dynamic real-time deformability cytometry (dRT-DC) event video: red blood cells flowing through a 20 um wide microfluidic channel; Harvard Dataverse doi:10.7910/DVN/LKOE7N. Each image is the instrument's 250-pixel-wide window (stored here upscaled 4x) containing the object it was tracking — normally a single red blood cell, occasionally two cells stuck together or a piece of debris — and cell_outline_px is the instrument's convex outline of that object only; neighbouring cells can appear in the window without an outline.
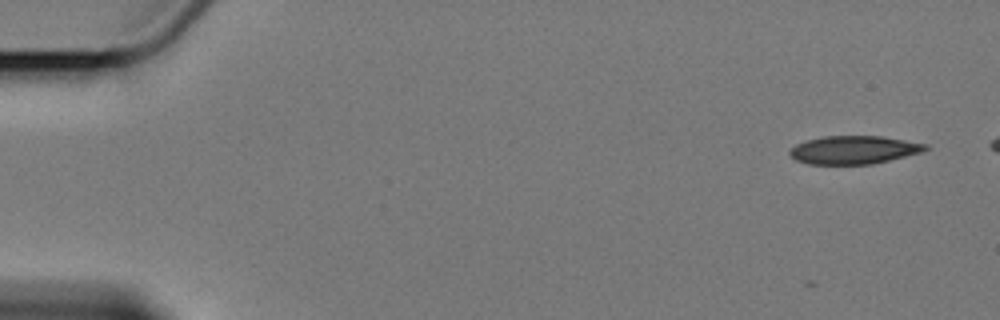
{"species": "Egyptian fruit bat (a non-hibernating species)", "species_latin": "Rousettus aegyptiacus", "temperature_condition": "cold", "stored_images_in_passage": 6, "camera_frame_rate_fps": 3000, "um_per_image_px": 0.085, "animal": {"sex": "female"}, "frame": {"image": 1, "passage_image": 1, "time_ms": 0.0, "image_size_px": [1000, 320], "cell_outline_px": [[928, 148], [920, 152], [872, 164], [808, 164], [796, 160], [788, 152], [796, 144], [808, 140], [824, 136], [880, 136], [928, 144]], "centroid_in_image_um": [72.55, 12.74], "position_along_channel_um": 12.4, "area_um2": 21.96}}
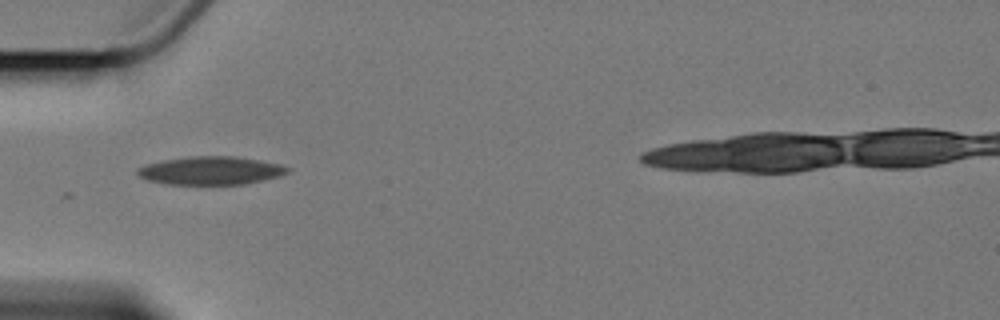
{"frame": {"image": 2, "passage_image": 5, "time_ms": 5.333, "image_size_px": [1000, 320], "cell_outline_px": [[292, 168], [288, 172], [280, 176], [264, 180], [244, 184], [164, 184], [148, 180], [136, 176], [136, 168], [148, 164], [164, 160], [192, 156], [232, 156], [280, 164]], "centroid_in_image_um": [17.9, 14.51], "position_along_channel_um": 67.1, "area_um2": 24.62}}
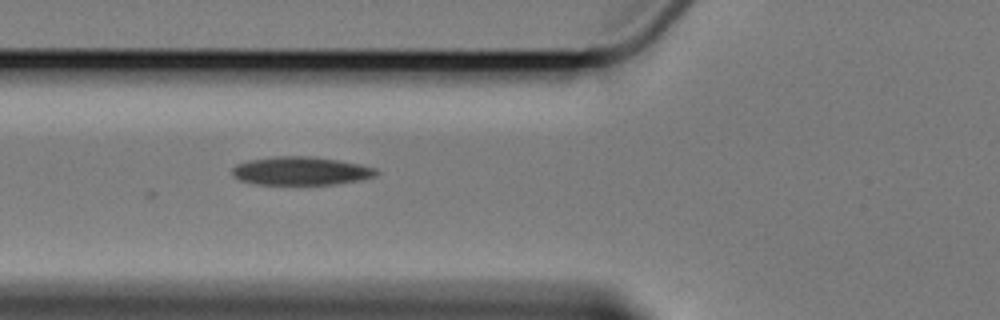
{"frame": {"image": 3, "passage_image": 6, "time_ms": 6.333, "image_size_px": [1000, 320], "cell_outline_px": [[380, 172], [376, 176], [360, 180], [336, 184], [256, 184], [240, 180], [232, 176], [232, 168], [236, 164], [248, 160], [276, 156], [308, 156], [336, 160], [360, 164], [376, 168]], "centroid_in_image_um": [25.57, 14.53], "position_along_channel_um": 100.2, "area_um2": 23.81}}